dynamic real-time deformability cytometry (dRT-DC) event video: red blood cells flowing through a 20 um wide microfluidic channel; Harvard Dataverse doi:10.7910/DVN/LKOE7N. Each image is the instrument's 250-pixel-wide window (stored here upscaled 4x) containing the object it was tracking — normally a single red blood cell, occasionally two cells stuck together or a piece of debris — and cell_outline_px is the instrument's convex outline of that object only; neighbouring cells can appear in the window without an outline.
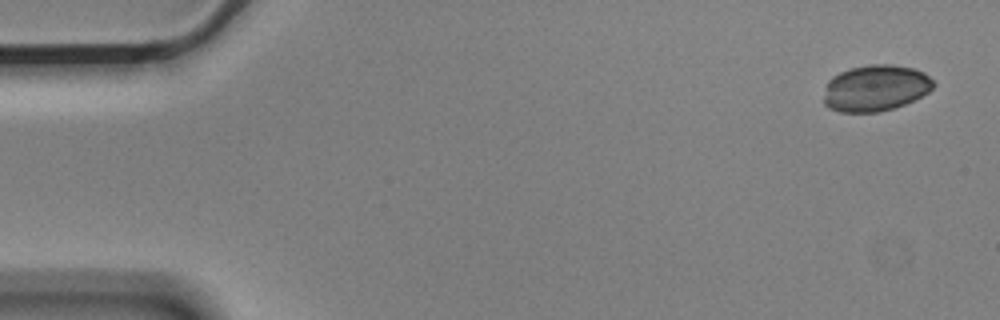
{"species": "Egyptian fruit bat (a non-hibernating species)", "species_latin": "Rousettus aegyptiacus", "temperature_condition": "cold", "stored_images_in_passage": 5, "camera_frame_rate_fps": 3000, "um_per_image_px": 0.085, "animal": {"sex": "male"}, "frame": {"image": 1, "passage_image": 1, "time_ms": 0.0, "image_size_px": [1000, 320], "cell_outline_px": [[936, 84], [928, 92], [896, 108], [880, 112], [840, 112], [828, 108], [824, 104], [824, 96], [828, 80], [832, 76], [840, 72], [852, 68], [868, 64], [888, 64], [912, 68], [924, 72]], "centroid_in_image_um": [74.4, 7.49], "position_along_channel_um": 10.6, "area_um2": 29.59}}
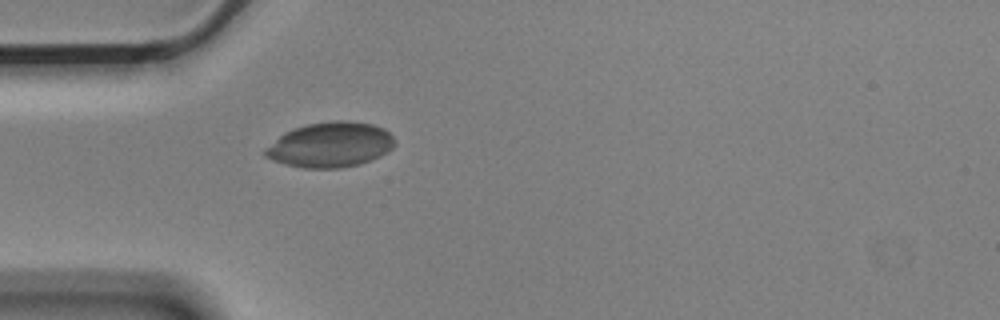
{"frame": {"image": 2, "passage_image": 5, "time_ms": 1.333, "image_size_px": [1000, 320], "cell_outline_px": [[396, 144], [392, 148], [380, 156], [360, 164], [340, 168], [304, 168], [284, 164], [272, 160], [264, 156], [264, 148], [284, 132], [292, 128], [308, 124], [332, 120], [344, 120], [372, 124], [384, 128], [392, 136]], "centroid_in_image_um": [28.05, 12.3], "position_along_channel_um": 56.9, "area_um2": 34.22}}